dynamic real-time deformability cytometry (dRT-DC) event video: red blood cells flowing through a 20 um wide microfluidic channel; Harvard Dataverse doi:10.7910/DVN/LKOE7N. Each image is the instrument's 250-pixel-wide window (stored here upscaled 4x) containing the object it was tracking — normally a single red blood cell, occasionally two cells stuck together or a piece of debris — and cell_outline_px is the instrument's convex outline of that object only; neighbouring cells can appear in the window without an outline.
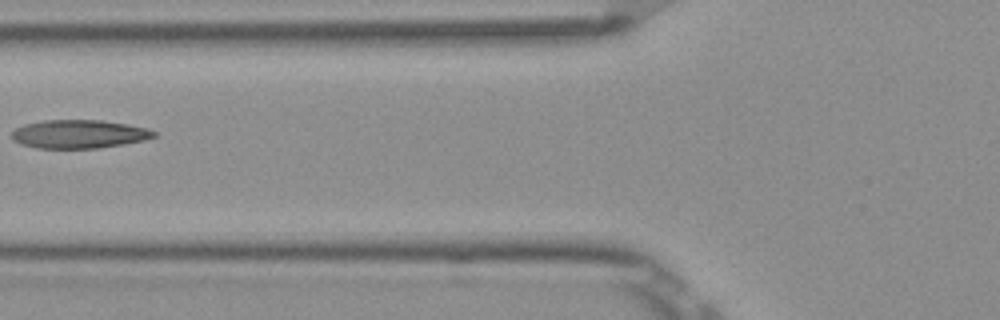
{"species": "Egyptian fruit bat (a non-hibernating species)", "species_latin": "Rousettus aegyptiacus", "temperature_condition": "room temperature", "stored_images_in_passage": 7, "camera_frame_rate_fps": 3000, "um_per_image_px": 0.085, "frame": {"image": 1, "passage_image": 6, "time_ms": 1.667, "image_size_px": [1000, 320], "cell_outline_px": [[156, 136], [144, 140], [124, 144], [100, 148], [36, 148], [20, 144], [12, 140], [12, 132], [16, 128], [24, 124], [44, 120], [100, 120], [128, 124], [148, 128], [156, 132]], "centroid_in_image_um": [6.71, 11.4], "position_along_channel_um": 119.1, "area_um2": 23.7}}
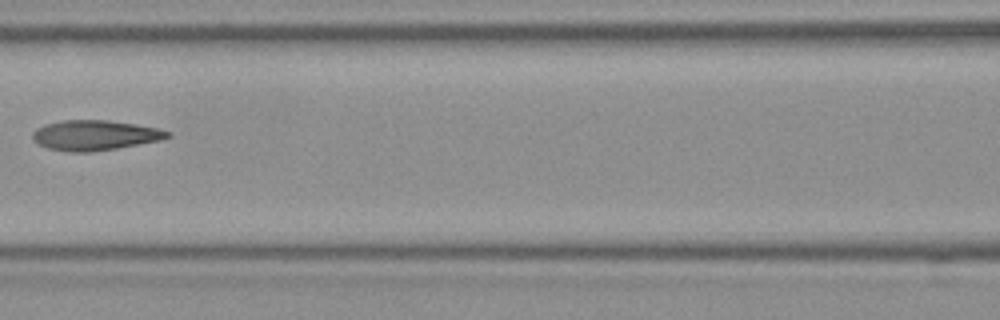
{"frame": {"image": 2, "passage_image": 7, "time_ms": 2.0, "image_size_px": [1000, 320], "cell_outline_px": [[172, 136], [160, 140], [116, 148], [92, 152], [68, 152], [48, 148], [36, 144], [32, 140], [32, 132], [36, 128], [44, 124], [64, 120], [108, 120], [136, 124], [156, 128], [172, 132]], "centroid_in_image_um": [8.02, 11.5], "position_along_channel_um": 158.6, "area_um2": 23.81}}